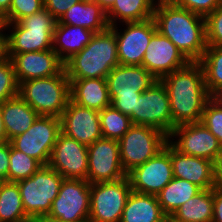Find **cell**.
<instances>
[{"mask_svg":"<svg viewBox=\"0 0 222 222\" xmlns=\"http://www.w3.org/2000/svg\"><path fill=\"white\" fill-rule=\"evenodd\" d=\"M0 222H33L25 213L17 182L0 185Z\"/></svg>","mask_w":222,"mask_h":222,"instance_id":"f546056e","label":"cell"},{"mask_svg":"<svg viewBox=\"0 0 222 222\" xmlns=\"http://www.w3.org/2000/svg\"><path fill=\"white\" fill-rule=\"evenodd\" d=\"M166 218L157 195L132 191L120 222H165Z\"/></svg>","mask_w":222,"mask_h":222,"instance_id":"484cf974","label":"cell"},{"mask_svg":"<svg viewBox=\"0 0 222 222\" xmlns=\"http://www.w3.org/2000/svg\"><path fill=\"white\" fill-rule=\"evenodd\" d=\"M120 162L118 140L101 138L88 146L87 181L114 182L126 177Z\"/></svg>","mask_w":222,"mask_h":222,"instance_id":"5bb4252c","label":"cell"},{"mask_svg":"<svg viewBox=\"0 0 222 222\" xmlns=\"http://www.w3.org/2000/svg\"><path fill=\"white\" fill-rule=\"evenodd\" d=\"M6 132H5V126L3 122V116L1 111V105H0V144L7 142Z\"/></svg>","mask_w":222,"mask_h":222,"instance_id":"f6af8a7d","label":"cell"},{"mask_svg":"<svg viewBox=\"0 0 222 222\" xmlns=\"http://www.w3.org/2000/svg\"><path fill=\"white\" fill-rule=\"evenodd\" d=\"M19 94V84L16 79L13 63L6 57L0 61V105Z\"/></svg>","mask_w":222,"mask_h":222,"instance_id":"836d02e7","label":"cell"},{"mask_svg":"<svg viewBox=\"0 0 222 222\" xmlns=\"http://www.w3.org/2000/svg\"><path fill=\"white\" fill-rule=\"evenodd\" d=\"M35 222H68V221L45 216V217H41V218L37 219Z\"/></svg>","mask_w":222,"mask_h":222,"instance_id":"bcb514c9","label":"cell"},{"mask_svg":"<svg viewBox=\"0 0 222 222\" xmlns=\"http://www.w3.org/2000/svg\"><path fill=\"white\" fill-rule=\"evenodd\" d=\"M199 62L204 71L205 86L210 96L222 92V47L207 46Z\"/></svg>","mask_w":222,"mask_h":222,"instance_id":"4dcf8cb0","label":"cell"},{"mask_svg":"<svg viewBox=\"0 0 222 222\" xmlns=\"http://www.w3.org/2000/svg\"><path fill=\"white\" fill-rule=\"evenodd\" d=\"M189 62L170 39L156 31L146 48L141 66L160 80Z\"/></svg>","mask_w":222,"mask_h":222,"instance_id":"d6986e66","label":"cell"},{"mask_svg":"<svg viewBox=\"0 0 222 222\" xmlns=\"http://www.w3.org/2000/svg\"><path fill=\"white\" fill-rule=\"evenodd\" d=\"M131 192L127 176L114 182L90 184L88 222H120Z\"/></svg>","mask_w":222,"mask_h":222,"instance_id":"9c48e42d","label":"cell"},{"mask_svg":"<svg viewBox=\"0 0 222 222\" xmlns=\"http://www.w3.org/2000/svg\"><path fill=\"white\" fill-rule=\"evenodd\" d=\"M57 20L43 8L15 23H4L7 53H26L52 49L53 33ZM12 26V28L10 27Z\"/></svg>","mask_w":222,"mask_h":222,"instance_id":"8992f818","label":"cell"},{"mask_svg":"<svg viewBox=\"0 0 222 222\" xmlns=\"http://www.w3.org/2000/svg\"><path fill=\"white\" fill-rule=\"evenodd\" d=\"M130 120L133 125L150 126L170 135L172 114L168 92L161 80L142 92Z\"/></svg>","mask_w":222,"mask_h":222,"instance_id":"8fae6325","label":"cell"},{"mask_svg":"<svg viewBox=\"0 0 222 222\" xmlns=\"http://www.w3.org/2000/svg\"><path fill=\"white\" fill-rule=\"evenodd\" d=\"M102 138L120 140L133 125L130 117L112 106L99 111Z\"/></svg>","mask_w":222,"mask_h":222,"instance_id":"1f68e13d","label":"cell"},{"mask_svg":"<svg viewBox=\"0 0 222 222\" xmlns=\"http://www.w3.org/2000/svg\"><path fill=\"white\" fill-rule=\"evenodd\" d=\"M56 24H67L87 28L95 33L109 28L106 10L98 2L73 4Z\"/></svg>","mask_w":222,"mask_h":222,"instance_id":"cb8c5ba5","label":"cell"},{"mask_svg":"<svg viewBox=\"0 0 222 222\" xmlns=\"http://www.w3.org/2000/svg\"><path fill=\"white\" fill-rule=\"evenodd\" d=\"M8 181L18 182L31 177L42 165L11 145Z\"/></svg>","mask_w":222,"mask_h":222,"instance_id":"d6a6232c","label":"cell"},{"mask_svg":"<svg viewBox=\"0 0 222 222\" xmlns=\"http://www.w3.org/2000/svg\"><path fill=\"white\" fill-rule=\"evenodd\" d=\"M126 29L118 32L117 25L110 26L117 42V55L121 65L141 66L147 46L157 31L152 18L139 22H126Z\"/></svg>","mask_w":222,"mask_h":222,"instance_id":"9a60e30c","label":"cell"},{"mask_svg":"<svg viewBox=\"0 0 222 222\" xmlns=\"http://www.w3.org/2000/svg\"><path fill=\"white\" fill-rule=\"evenodd\" d=\"M12 4V0H0V21H2Z\"/></svg>","mask_w":222,"mask_h":222,"instance_id":"ee69618b","label":"cell"},{"mask_svg":"<svg viewBox=\"0 0 222 222\" xmlns=\"http://www.w3.org/2000/svg\"><path fill=\"white\" fill-rule=\"evenodd\" d=\"M81 2H85V3H87V2H97V0H80Z\"/></svg>","mask_w":222,"mask_h":222,"instance_id":"f907efd6","label":"cell"},{"mask_svg":"<svg viewBox=\"0 0 222 222\" xmlns=\"http://www.w3.org/2000/svg\"><path fill=\"white\" fill-rule=\"evenodd\" d=\"M61 132L86 146L102 138L99 111L69 100L62 112Z\"/></svg>","mask_w":222,"mask_h":222,"instance_id":"ac0fdd59","label":"cell"},{"mask_svg":"<svg viewBox=\"0 0 222 222\" xmlns=\"http://www.w3.org/2000/svg\"><path fill=\"white\" fill-rule=\"evenodd\" d=\"M171 162L173 177L192 182L202 190L219 184L215 163L209 159L180 153L171 145Z\"/></svg>","mask_w":222,"mask_h":222,"instance_id":"44dd1931","label":"cell"},{"mask_svg":"<svg viewBox=\"0 0 222 222\" xmlns=\"http://www.w3.org/2000/svg\"><path fill=\"white\" fill-rule=\"evenodd\" d=\"M70 100L79 106L101 111L111 106L106 78L69 79Z\"/></svg>","mask_w":222,"mask_h":222,"instance_id":"7402d4cb","label":"cell"},{"mask_svg":"<svg viewBox=\"0 0 222 222\" xmlns=\"http://www.w3.org/2000/svg\"><path fill=\"white\" fill-rule=\"evenodd\" d=\"M5 30V25L0 21V61L7 57V44H6V33H2Z\"/></svg>","mask_w":222,"mask_h":222,"instance_id":"b9f144b4","label":"cell"},{"mask_svg":"<svg viewBox=\"0 0 222 222\" xmlns=\"http://www.w3.org/2000/svg\"><path fill=\"white\" fill-rule=\"evenodd\" d=\"M61 132V120L56 116L39 115L33 125L10 140L11 145L36 159L42 166L48 165L53 147Z\"/></svg>","mask_w":222,"mask_h":222,"instance_id":"30bf717a","label":"cell"},{"mask_svg":"<svg viewBox=\"0 0 222 222\" xmlns=\"http://www.w3.org/2000/svg\"><path fill=\"white\" fill-rule=\"evenodd\" d=\"M89 215L90 183L84 179L64 178L47 216L68 222H88Z\"/></svg>","mask_w":222,"mask_h":222,"instance_id":"7c38bea8","label":"cell"},{"mask_svg":"<svg viewBox=\"0 0 222 222\" xmlns=\"http://www.w3.org/2000/svg\"><path fill=\"white\" fill-rule=\"evenodd\" d=\"M132 191L157 195L174 177L171 162V144L145 163L127 173Z\"/></svg>","mask_w":222,"mask_h":222,"instance_id":"4fadbf2b","label":"cell"},{"mask_svg":"<svg viewBox=\"0 0 222 222\" xmlns=\"http://www.w3.org/2000/svg\"><path fill=\"white\" fill-rule=\"evenodd\" d=\"M44 8L58 21L61 16L80 0H43Z\"/></svg>","mask_w":222,"mask_h":222,"instance_id":"f35d334b","label":"cell"},{"mask_svg":"<svg viewBox=\"0 0 222 222\" xmlns=\"http://www.w3.org/2000/svg\"><path fill=\"white\" fill-rule=\"evenodd\" d=\"M48 166L63 178L87 180L88 146L59 133L52 149Z\"/></svg>","mask_w":222,"mask_h":222,"instance_id":"e0dca14e","label":"cell"},{"mask_svg":"<svg viewBox=\"0 0 222 222\" xmlns=\"http://www.w3.org/2000/svg\"><path fill=\"white\" fill-rule=\"evenodd\" d=\"M166 222H177V221L173 220L171 217H167Z\"/></svg>","mask_w":222,"mask_h":222,"instance_id":"681fc988","label":"cell"},{"mask_svg":"<svg viewBox=\"0 0 222 222\" xmlns=\"http://www.w3.org/2000/svg\"><path fill=\"white\" fill-rule=\"evenodd\" d=\"M155 0H115L106 11L109 26L119 22H139L153 17Z\"/></svg>","mask_w":222,"mask_h":222,"instance_id":"4316f807","label":"cell"},{"mask_svg":"<svg viewBox=\"0 0 222 222\" xmlns=\"http://www.w3.org/2000/svg\"><path fill=\"white\" fill-rule=\"evenodd\" d=\"M174 5L190 10L200 16L206 17L211 14L222 0H169Z\"/></svg>","mask_w":222,"mask_h":222,"instance_id":"74e56055","label":"cell"},{"mask_svg":"<svg viewBox=\"0 0 222 222\" xmlns=\"http://www.w3.org/2000/svg\"><path fill=\"white\" fill-rule=\"evenodd\" d=\"M118 142L121 166L127 174L161 151L168 136L150 126L132 125Z\"/></svg>","mask_w":222,"mask_h":222,"instance_id":"ba28073f","label":"cell"},{"mask_svg":"<svg viewBox=\"0 0 222 222\" xmlns=\"http://www.w3.org/2000/svg\"><path fill=\"white\" fill-rule=\"evenodd\" d=\"M10 150V141L0 144V180L2 181H8Z\"/></svg>","mask_w":222,"mask_h":222,"instance_id":"ab89813d","label":"cell"},{"mask_svg":"<svg viewBox=\"0 0 222 222\" xmlns=\"http://www.w3.org/2000/svg\"><path fill=\"white\" fill-rule=\"evenodd\" d=\"M44 8L43 0H12L11 7L7 12L3 23H15L35 14Z\"/></svg>","mask_w":222,"mask_h":222,"instance_id":"e575fe53","label":"cell"},{"mask_svg":"<svg viewBox=\"0 0 222 222\" xmlns=\"http://www.w3.org/2000/svg\"><path fill=\"white\" fill-rule=\"evenodd\" d=\"M214 163L218 181L222 184V145H220L219 153Z\"/></svg>","mask_w":222,"mask_h":222,"instance_id":"7bdbcfd3","label":"cell"},{"mask_svg":"<svg viewBox=\"0 0 222 222\" xmlns=\"http://www.w3.org/2000/svg\"><path fill=\"white\" fill-rule=\"evenodd\" d=\"M156 3L153 19L157 31L170 39L190 62H199L207 48L205 17L169 0Z\"/></svg>","mask_w":222,"mask_h":222,"instance_id":"7a4b0ae2","label":"cell"},{"mask_svg":"<svg viewBox=\"0 0 222 222\" xmlns=\"http://www.w3.org/2000/svg\"><path fill=\"white\" fill-rule=\"evenodd\" d=\"M177 222H212L213 188L199 192L182 204L171 216Z\"/></svg>","mask_w":222,"mask_h":222,"instance_id":"f1b7e54d","label":"cell"},{"mask_svg":"<svg viewBox=\"0 0 222 222\" xmlns=\"http://www.w3.org/2000/svg\"><path fill=\"white\" fill-rule=\"evenodd\" d=\"M222 145V107L211 97L206 103L201 121Z\"/></svg>","mask_w":222,"mask_h":222,"instance_id":"d590c367","label":"cell"},{"mask_svg":"<svg viewBox=\"0 0 222 222\" xmlns=\"http://www.w3.org/2000/svg\"><path fill=\"white\" fill-rule=\"evenodd\" d=\"M160 80L169 96L172 130L182 124L200 122L205 105L211 98L201 63L189 62Z\"/></svg>","mask_w":222,"mask_h":222,"instance_id":"6da1fadb","label":"cell"},{"mask_svg":"<svg viewBox=\"0 0 222 222\" xmlns=\"http://www.w3.org/2000/svg\"><path fill=\"white\" fill-rule=\"evenodd\" d=\"M117 42L109 27L95 33L91 41L64 63L68 79L106 78L118 66Z\"/></svg>","mask_w":222,"mask_h":222,"instance_id":"3957f363","label":"cell"},{"mask_svg":"<svg viewBox=\"0 0 222 222\" xmlns=\"http://www.w3.org/2000/svg\"><path fill=\"white\" fill-rule=\"evenodd\" d=\"M202 189L187 180L174 177L158 194V202L163 213L171 217L173 213Z\"/></svg>","mask_w":222,"mask_h":222,"instance_id":"83f0119b","label":"cell"},{"mask_svg":"<svg viewBox=\"0 0 222 222\" xmlns=\"http://www.w3.org/2000/svg\"><path fill=\"white\" fill-rule=\"evenodd\" d=\"M95 32L80 26L56 24L53 33L52 49L65 63L81 51L92 39Z\"/></svg>","mask_w":222,"mask_h":222,"instance_id":"603a6c76","label":"cell"},{"mask_svg":"<svg viewBox=\"0 0 222 222\" xmlns=\"http://www.w3.org/2000/svg\"><path fill=\"white\" fill-rule=\"evenodd\" d=\"M207 46L222 47V3L205 17Z\"/></svg>","mask_w":222,"mask_h":222,"instance_id":"8d00e7d4","label":"cell"},{"mask_svg":"<svg viewBox=\"0 0 222 222\" xmlns=\"http://www.w3.org/2000/svg\"><path fill=\"white\" fill-rule=\"evenodd\" d=\"M222 222V184L213 187V220Z\"/></svg>","mask_w":222,"mask_h":222,"instance_id":"60d3db41","label":"cell"},{"mask_svg":"<svg viewBox=\"0 0 222 222\" xmlns=\"http://www.w3.org/2000/svg\"><path fill=\"white\" fill-rule=\"evenodd\" d=\"M39 115L61 117L70 100V80L63 69L58 75L19 84V94Z\"/></svg>","mask_w":222,"mask_h":222,"instance_id":"5b68a950","label":"cell"},{"mask_svg":"<svg viewBox=\"0 0 222 222\" xmlns=\"http://www.w3.org/2000/svg\"><path fill=\"white\" fill-rule=\"evenodd\" d=\"M173 137L177 138L174 142ZM168 141L180 153L209 159L212 162L217 159L220 149L218 139L201 122L174 127Z\"/></svg>","mask_w":222,"mask_h":222,"instance_id":"2e32d148","label":"cell"},{"mask_svg":"<svg viewBox=\"0 0 222 222\" xmlns=\"http://www.w3.org/2000/svg\"><path fill=\"white\" fill-rule=\"evenodd\" d=\"M11 59L18 84L39 78L58 75L64 63L53 49L26 53H7Z\"/></svg>","mask_w":222,"mask_h":222,"instance_id":"ffe728a7","label":"cell"},{"mask_svg":"<svg viewBox=\"0 0 222 222\" xmlns=\"http://www.w3.org/2000/svg\"><path fill=\"white\" fill-rule=\"evenodd\" d=\"M212 98L222 107V92L216 93Z\"/></svg>","mask_w":222,"mask_h":222,"instance_id":"c3c4849f","label":"cell"},{"mask_svg":"<svg viewBox=\"0 0 222 222\" xmlns=\"http://www.w3.org/2000/svg\"><path fill=\"white\" fill-rule=\"evenodd\" d=\"M63 179L56 170L44 165L31 177L17 182L25 213L33 222L49 214Z\"/></svg>","mask_w":222,"mask_h":222,"instance_id":"52a82bcc","label":"cell"},{"mask_svg":"<svg viewBox=\"0 0 222 222\" xmlns=\"http://www.w3.org/2000/svg\"><path fill=\"white\" fill-rule=\"evenodd\" d=\"M115 0H97V2L107 11Z\"/></svg>","mask_w":222,"mask_h":222,"instance_id":"7dc6e473","label":"cell"},{"mask_svg":"<svg viewBox=\"0 0 222 222\" xmlns=\"http://www.w3.org/2000/svg\"><path fill=\"white\" fill-rule=\"evenodd\" d=\"M157 80L143 66L119 64L106 77L111 106L131 117L142 92Z\"/></svg>","mask_w":222,"mask_h":222,"instance_id":"277c9868","label":"cell"},{"mask_svg":"<svg viewBox=\"0 0 222 222\" xmlns=\"http://www.w3.org/2000/svg\"><path fill=\"white\" fill-rule=\"evenodd\" d=\"M1 111L8 141L25 133L39 116L19 95L3 102Z\"/></svg>","mask_w":222,"mask_h":222,"instance_id":"d4e9b609","label":"cell"}]
</instances>
